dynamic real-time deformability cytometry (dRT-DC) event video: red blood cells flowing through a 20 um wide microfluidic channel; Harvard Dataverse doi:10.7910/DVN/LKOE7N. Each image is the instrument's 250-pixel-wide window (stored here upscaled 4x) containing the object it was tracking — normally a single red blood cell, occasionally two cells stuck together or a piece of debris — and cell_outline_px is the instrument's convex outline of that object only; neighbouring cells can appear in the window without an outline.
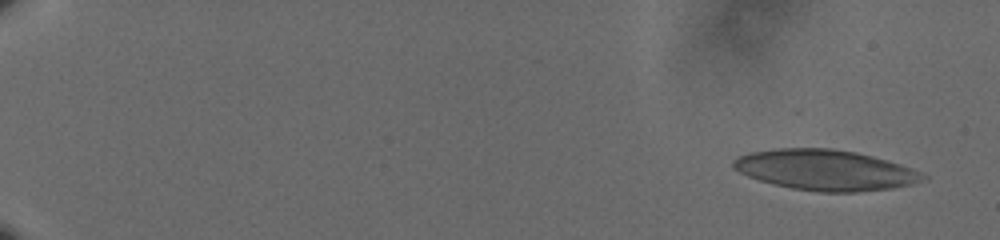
{"species": "human", "species_latin": "Homo sapiens", "temperature_condition": "cold", "stored_images_in_passage": 58, "camera_frame_rate_fps": 3000, "um_per_image_px": 0.085, "donor": {"sex": "male"}, "frame": {"image": 1, "passage_image": 1, "time_ms": 0.0, "image_size_px": [1000, 240], "cell_outline_px": [[928, 180], [912, 184], [892, 188], [856, 192], [820, 192], [792, 188], [772, 184], [748, 176], [732, 168], [732, 160], [736, 156], [748, 152], [776, 148], [832, 148], [856, 152], [872, 156], [900, 164], [912, 168], [928, 176]], "centroid_in_image_um": [70.14, 14.45], "position_along_channel_um": 14.9, "area_um2": 45.08}}
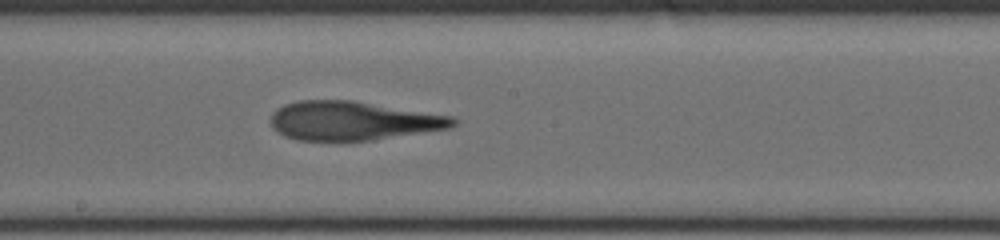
{"frame": {"image": 2, "passage_image": 34, "time_ms": 11.0, "image_size_px": [1000, 240], "cell_outline_px": [[460, 120], [452, 128], [372, 140], [296, 140], [284, 136], [272, 128], [272, 112], [276, 108], [284, 104], [300, 100], [352, 100], [456, 116]], "centroid_in_image_um": [30.05, 10.26], "position_along_channel_um": 218.2, "area_um2": 41.67}}
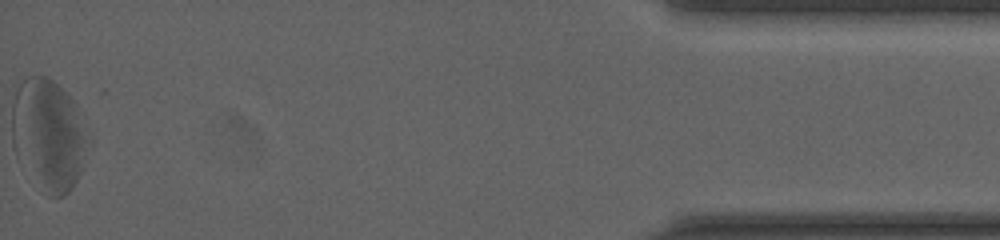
{"frame": {"image": 3, "passage_image": 58, "time_ms": 19.0, "image_size_px": [1000, 240], "cell_outline_px": [[92, 140], [80, 172], [72, 188], [64, 196], [48, 196], [12, 144], [12, 104], [16, 92], [20, 84], [28, 76], [44, 76], [52, 80], [72, 100]], "centroid_in_image_um": [4.17, 11.42], "position_along_channel_um": 431.0, "area_um2": 48.26}, "authors_computed_cell_mechanics": {"area_um2": 42.5986, "velocity_mm_per_s": 3.5819, "shape_relaxation_time_tau1_ms": 6.1716, "shape_relaxation_time_tau2_ms": 2.3867, "deformation_change_tau1": 0.2104, "deformation_change_tau2": 0.1317}}